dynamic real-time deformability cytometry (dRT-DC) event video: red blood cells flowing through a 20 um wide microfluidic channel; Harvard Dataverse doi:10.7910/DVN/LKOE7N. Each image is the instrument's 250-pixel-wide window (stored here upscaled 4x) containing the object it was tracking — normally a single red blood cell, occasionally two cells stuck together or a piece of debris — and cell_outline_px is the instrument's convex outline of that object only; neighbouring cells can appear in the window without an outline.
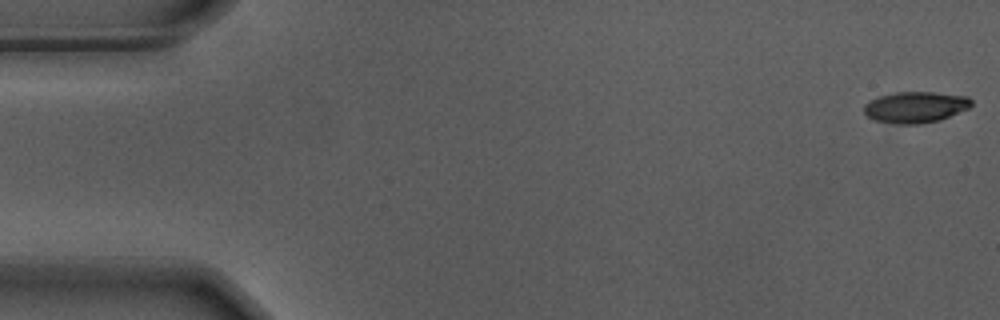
{"species": "Egyptian fruit bat (a non-hibernating species)", "species_latin": "Rousettus aegyptiacus", "temperature_condition": "warm", "stored_images_in_passage": 7, "camera_frame_rate_fps": 3000, "um_per_image_px": 0.085, "animal": {"sex": "male"}, "frame": {"image": 1, "passage_image": 1, "time_ms": 0.0, "image_size_px": [1000, 320], "cell_outline_px": [[972, 104], [968, 108], [940, 120], [920, 124], [892, 124], [872, 120], [864, 112], [864, 104], [868, 100], [880, 96], [896, 92], [932, 92], [968, 96], [972, 100]], "centroid_in_image_um": [77.78, 9.11], "position_along_channel_um": 7.2, "area_um2": 19.65}}